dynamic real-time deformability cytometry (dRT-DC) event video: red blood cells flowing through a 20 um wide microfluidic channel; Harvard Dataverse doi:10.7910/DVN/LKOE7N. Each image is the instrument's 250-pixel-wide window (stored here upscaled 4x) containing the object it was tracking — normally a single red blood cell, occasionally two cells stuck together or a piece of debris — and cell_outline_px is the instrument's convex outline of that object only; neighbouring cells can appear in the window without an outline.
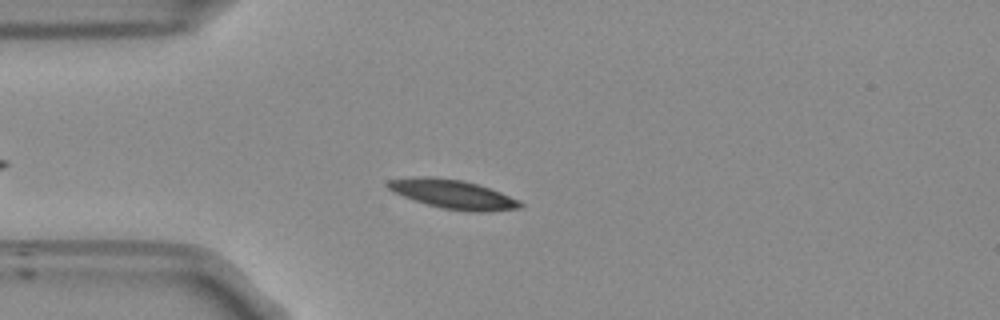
{"species": "Egyptian fruit bat (a non-hibernating species)", "species_latin": "Rousettus aegyptiacus", "temperature_condition": "room temperature", "stored_images_in_passage": 40, "camera_frame_rate_fps": 3000, "um_per_image_px": 0.085, "frame": {"image": 1, "passage_image": 9, "time_ms": 2.667, "image_size_px": [1000, 320], "cell_outline_px": [[524, 204], [520, 208], [488, 212], [468, 212], [444, 208], [428, 204], [392, 192], [384, 184], [388, 180], [424, 176], [432, 176], [464, 180], [500, 192], [520, 200]], "centroid_in_image_um": [38.52, 16.51], "position_along_channel_um": 46.5, "area_um2": 22.31}}
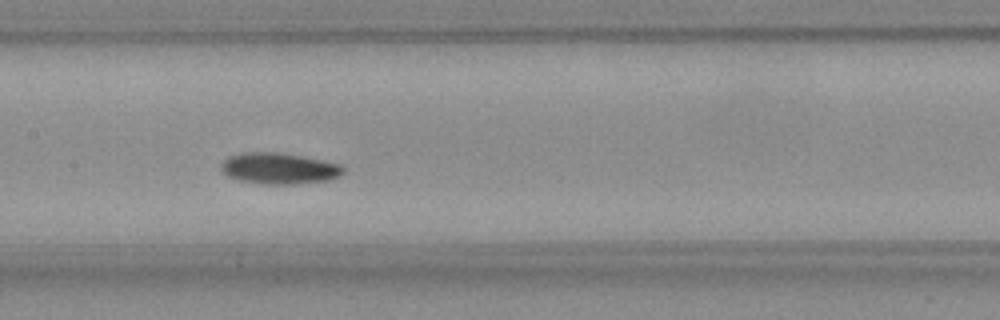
{"frame": {"image": 2, "passage_image": 21, "time_ms": 6.667, "image_size_px": [1000, 320], "cell_outline_px": [[344, 172], [340, 176], [328, 180], [296, 184], [264, 184], [240, 180], [228, 176], [220, 168], [220, 164], [228, 156], [240, 152], [276, 152], [320, 160], [340, 164], [344, 168]], "centroid_in_image_um": [23.69, 14.32], "position_along_channel_um": 183.7, "area_um2": 22.08}}
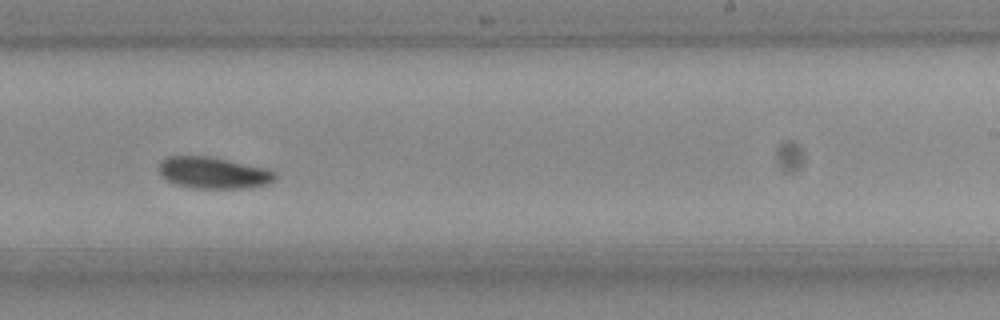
{"frame": {"image": 3, "passage_image": 28, "time_ms": 9.0, "image_size_px": [1000, 320], "cell_outline_px": [[276, 180], [268, 184], [252, 188], [196, 188], [176, 184], [168, 180], [160, 172], [160, 160], [168, 156], [208, 156], [268, 168], [276, 172]], "centroid_in_image_um": [18.21, 14.69], "position_along_channel_um": 270.8, "area_um2": 21.39}, "authors_computed_cell_mechanics": {"area_um2": 21.4727, "velocity_mm_per_s": 3.7543, "shape_relaxation_time_tau1_ms": 3.2469, "shape_relaxation_time_tau2_ms": null, "deformation_change_tau1": 0.0961, "deformation_change_tau2": null}}